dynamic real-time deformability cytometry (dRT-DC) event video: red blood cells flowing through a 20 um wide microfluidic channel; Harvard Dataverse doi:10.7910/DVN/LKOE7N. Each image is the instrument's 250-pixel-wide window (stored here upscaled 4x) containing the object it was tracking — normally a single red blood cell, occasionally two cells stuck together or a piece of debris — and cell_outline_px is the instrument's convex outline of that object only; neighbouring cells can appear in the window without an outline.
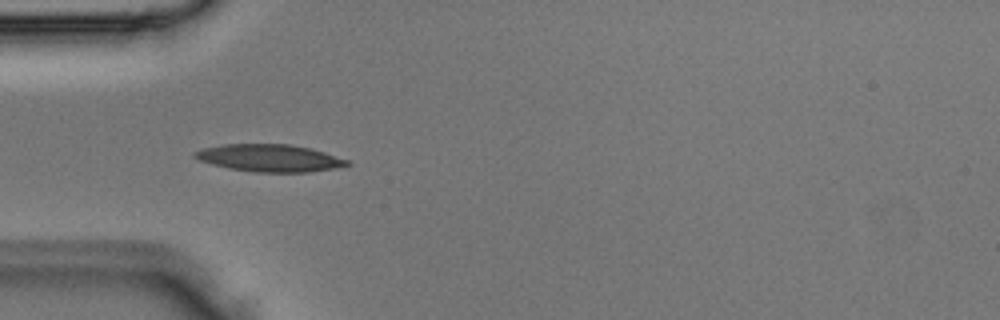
{"species": "Egyptian fruit bat (a non-hibernating species)", "species_latin": "Rousettus aegyptiacus", "temperature_condition": "room temperature", "stored_images_in_passage": 4, "camera_frame_rate_fps": 3000, "um_per_image_px": 0.085, "animal": {"sex": "male"}, "frame": {"image": 1, "passage_image": 4, "time_ms": 1.0, "image_size_px": [1000, 320], "cell_outline_px": [[352, 164], [332, 168], [308, 172], [256, 172], [228, 168], [212, 164], [200, 160], [192, 156], [192, 152], [204, 148], [224, 144], [292, 144], [312, 148], [348, 160]], "centroid_in_image_um": [22.9, 13.42], "position_along_channel_um": 62.1, "area_um2": 24.16}}